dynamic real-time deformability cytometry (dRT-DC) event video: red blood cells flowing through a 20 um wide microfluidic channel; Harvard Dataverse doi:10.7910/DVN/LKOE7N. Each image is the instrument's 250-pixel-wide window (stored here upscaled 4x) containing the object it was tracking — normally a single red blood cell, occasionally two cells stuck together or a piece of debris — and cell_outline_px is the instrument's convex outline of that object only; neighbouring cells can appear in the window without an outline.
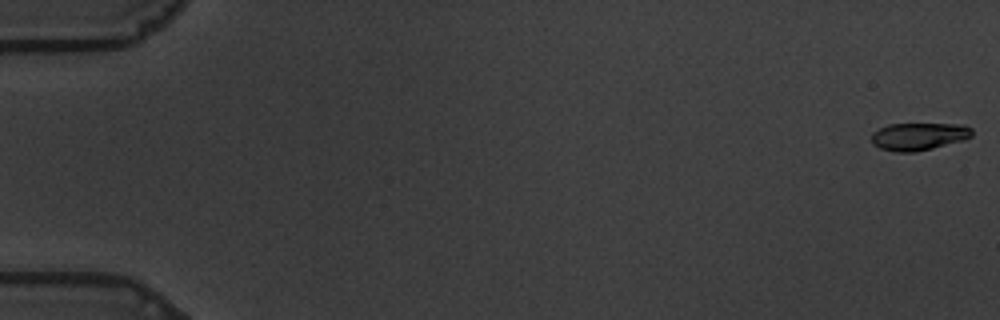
{"species": "common noctule bat (a hibernating species)", "species_latin": "Nyctalus noctula", "temperature_condition": "warm", "stored_images_in_passage": 58, "camera_frame_rate_fps": 3000, "um_per_image_px": 0.085, "animal": {"sex": "male", "body_mass_g": 19.5, "forearm_length_mm": 54.6}, "frame": {"image": 1, "passage_image": 1, "time_ms": 0.0, "image_size_px": [1000, 320], "cell_outline_px": [[972, 136], [964, 140], [916, 152], [896, 152], [880, 148], [872, 144], [872, 132], [888, 124], [964, 124], [972, 128]], "centroid_in_image_um": [78.1, 11.59], "position_along_channel_um": 6.9, "area_um2": 16.18}}
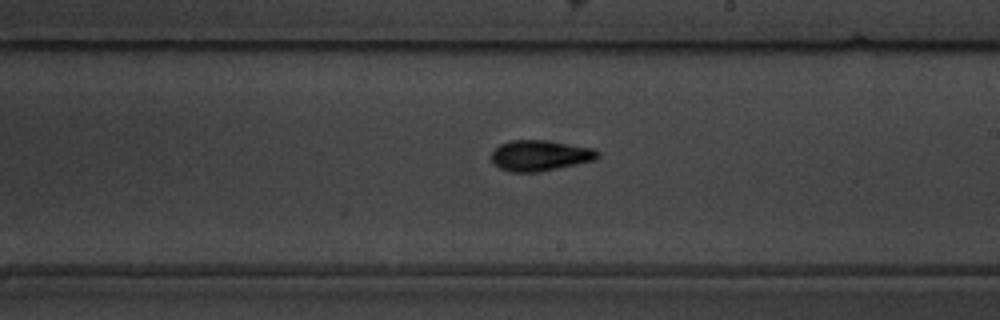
{"frame": {"image": 2, "passage_image": 35, "time_ms": 11.333, "image_size_px": [1000, 320], "cell_outline_px": [[600, 156], [596, 160], [540, 172], [512, 172], [500, 168], [492, 160], [492, 152], [500, 144], [512, 140], [544, 140], [596, 148], [600, 152]], "centroid_in_image_um": [45.96, 13.22], "position_along_channel_um": 243.0, "area_um2": 19.07}}
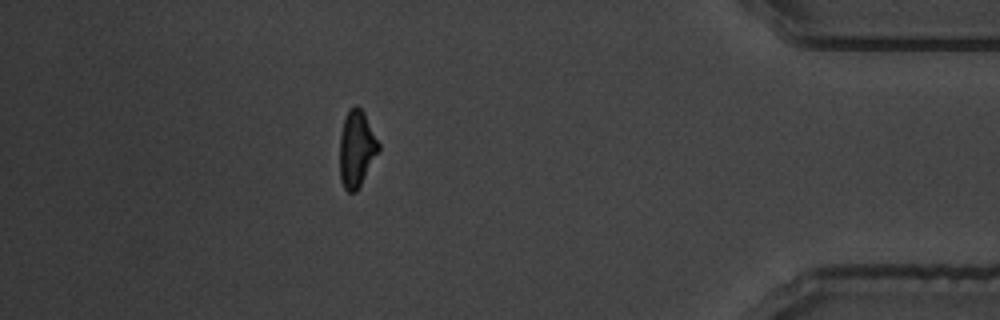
{"frame": {"image": 3, "passage_image": 52, "time_ms": 17.0, "image_size_px": [1000, 320], "cell_outline_px": [[380, 148], [356, 192], [348, 192], [344, 188], [340, 180], [340, 132], [344, 116], [348, 108], [356, 104], [364, 112], [380, 144]], "centroid_in_image_um": [30.29, 12.6], "position_along_channel_um": 404.9, "area_um2": 17.4}, "authors_computed_cell_mechanics": {"area_um2": 17.8024, "velocity_mm_per_s": 3.5627, "shape_relaxation_time_tau1_ms": 2.8759, "shape_relaxation_time_tau2_ms": 2.4458, "deformation_change_tau1": 0.1618, "deformation_change_tau2": 0.0905}}